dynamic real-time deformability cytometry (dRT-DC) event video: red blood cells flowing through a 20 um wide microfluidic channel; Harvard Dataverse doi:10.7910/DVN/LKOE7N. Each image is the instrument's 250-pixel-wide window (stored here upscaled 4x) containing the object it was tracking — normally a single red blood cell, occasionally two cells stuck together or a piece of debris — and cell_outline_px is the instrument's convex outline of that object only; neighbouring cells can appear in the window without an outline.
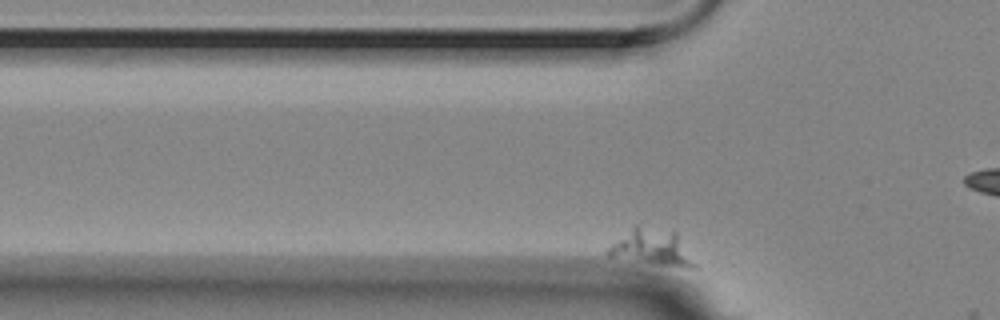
{"species": "Egyptian fruit bat (a non-hibernating species)", "species_latin": "Rousettus aegyptiacus", "temperature_condition": "room temperature", "stored_images_in_passage": 11, "segment_of_instrument_passage": [2, 2], "camera_frame_rate_fps": 3000, "um_per_image_px": 0.085, "animal": {"sex": "female"}, "frame": {"image": 1, "passage_image": 9, "time_ms": 2.667, "image_size_px": [1000, 320], "cell_outline_px": [[696, 268], [688, 268], [660, 264], [608, 256], [604, 252], [612, 244], [636, 224], [676, 232], [696, 264]], "centroid_in_image_um": [55.42, 21.02], "position_along_channel_um": 70.4, "area_um2": 17.69}}